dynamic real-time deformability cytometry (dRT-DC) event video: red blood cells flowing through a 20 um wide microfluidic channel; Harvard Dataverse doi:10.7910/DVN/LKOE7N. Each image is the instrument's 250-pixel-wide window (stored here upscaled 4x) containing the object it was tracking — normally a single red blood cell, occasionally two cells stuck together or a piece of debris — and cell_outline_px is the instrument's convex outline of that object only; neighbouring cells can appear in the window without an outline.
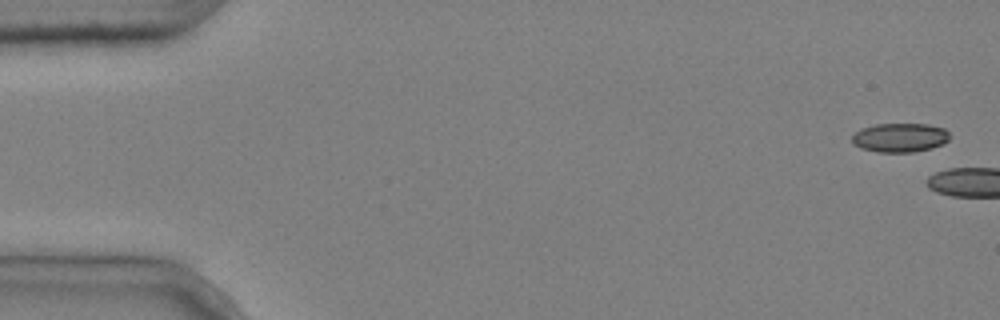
{"species": "common noctule bat (a hibernating species)", "species_latin": "Nyctalus noctula", "temperature_condition": "cold", "stored_images_in_passage": 7, "camera_frame_rate_fps": 3000, "um_per_image_px": 0.085, "animal": {"sex": "male", "body_mass_g": 20.4}, "frame": {"image": 1, "passage_image": 1, "time_ms": 0.0, "image_size_px": [1000, 320], "cell_outline_px": [[948, 140], [932, 148], [912, 152], [876, 152], [860, 148], [852, 144], [852, 136], [860, 128], [876, 124], [928, 124], [944, 128], [948, 132]], "centroid_in_image_um": [76.45, 11.69], "position_along_channel_um": 8.6, "area_um2": 16.53}}
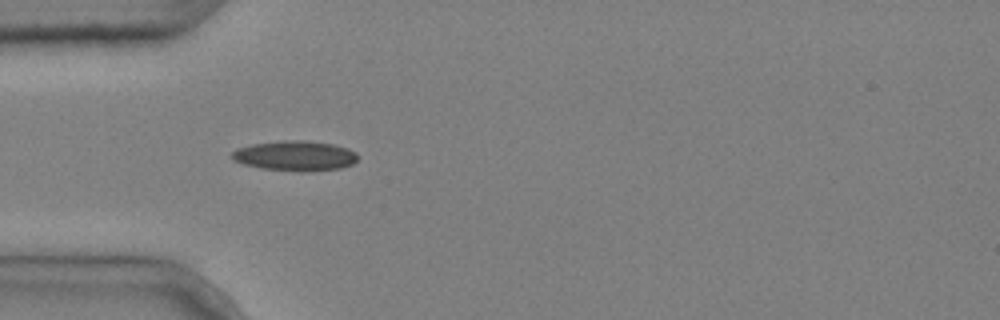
{"frame": {"image": 2, "passage_image": 6, "time_ms": 1.667, "image_size_px": [1000, 320], "cell_outline_px": [[356, 160], [352, 164], [340, 168], [304, 172], [300, 172], [260, 168], [244, 164], [232, 160], [232, 152], [236, 148], [252, 144], [280, 140], [308, 140], [332, 144], [348, 148], [356, 152]], "centroid_in_image_um": [25.06, 13.24], "position_along_channel_um": 59.9, "area_um2": 22.2}}